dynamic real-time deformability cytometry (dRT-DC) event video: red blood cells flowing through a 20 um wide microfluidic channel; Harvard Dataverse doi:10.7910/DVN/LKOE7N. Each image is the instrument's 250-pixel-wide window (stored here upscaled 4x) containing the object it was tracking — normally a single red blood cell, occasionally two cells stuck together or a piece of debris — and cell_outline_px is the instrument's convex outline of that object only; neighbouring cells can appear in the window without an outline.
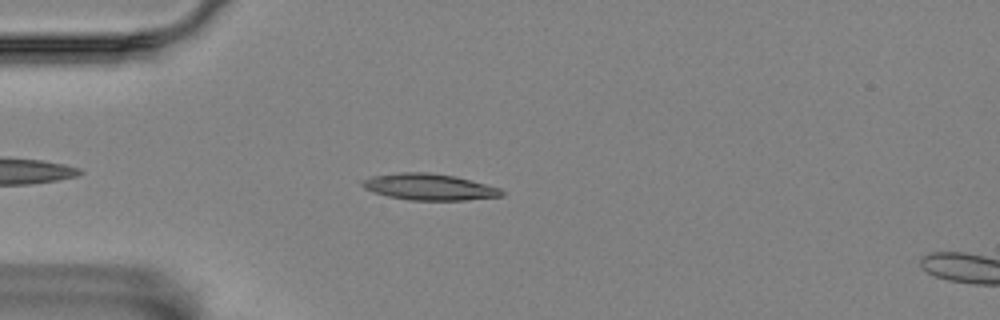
{"species": "Egyptian fruit bat (a non-hibernating species)", "species_latin": "Rousettus aegyptiacus", "temperature_condition": "room temperature", "stored_images_in_passage": 2, "camera_frame_rate_fps": 3000, "um_per_image_px": 0.085, "animal": {"sex": "female"}, "frame": {"image": 1, "passage_image": 2, "time_ms": 0.333, "image_size_px": [1000, 320], "cell_outline_px": [[504, 196], [464, 200], [408, 200], [388, 196], [372, 192], [364, 188], [360, 184], [360, 180], [372, 176], [400, 172], [428, 172], [452, 176], [500, 188], [504, 192]], "centroid_in_image_um": [36.42, 15.89], "position_along_channel_um": 48.6, "area_um2": 21.33}}